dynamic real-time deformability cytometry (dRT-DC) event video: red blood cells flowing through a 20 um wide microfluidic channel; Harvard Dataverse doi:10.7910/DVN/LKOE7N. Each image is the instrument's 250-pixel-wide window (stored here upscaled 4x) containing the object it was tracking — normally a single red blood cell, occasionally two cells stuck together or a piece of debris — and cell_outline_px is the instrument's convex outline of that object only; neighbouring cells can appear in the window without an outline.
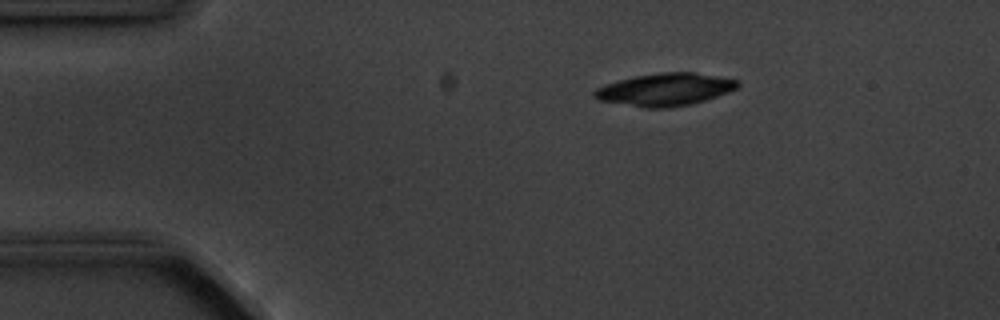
{"species": "common noctule bat (a hibernating species)", "species_latin": "Nyctalus noctula", "temperature_condition": "cold", "stored_images_in_passage": 3, "camera_frame_rate_fps": 3000, "um_per_image_px": 0.085, "animal": {"sex": "male", "body_mass_g": 20.1, "forearm_length_mm": 53.5}, "frame": {"image": 1, "passage_image": 1, "time_ms": 0.0, "image_size_px": [1000, 320], "cell_outline_px": [[740, 84], [736, 88], [728, 92], [704, 100], [672, 108], [644, 108], [600, 100], [592, 96], [592, 92], [596, 88], [620, 80], [636, 76], [660, 72], [696, 72], [736, 80]], "centroid_in_image_um": [56.51, 7.61], "position_along_channel_um": 28.5, "area_um2": 26.88}}
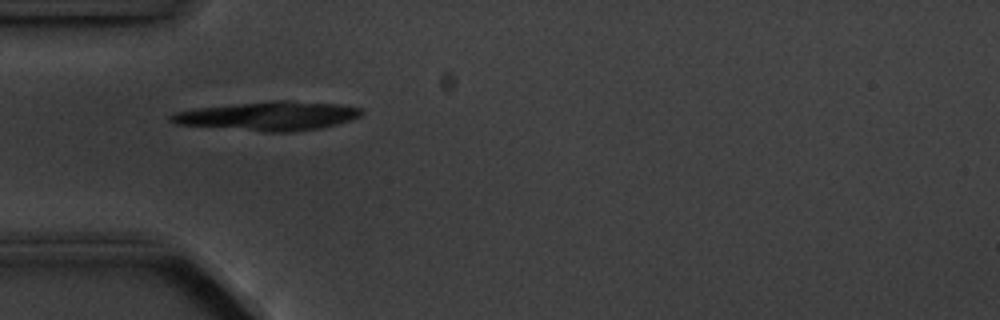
{"frame": {"image": 2, "passage_image": 2, "time_ms": 2.333, "image_size_px": [1000, 320], "cell_outline_px": [[364, 112], [360, 116], [336, 124], [320, 128], [288, 132], [264, 132], [176, 124], [168, 120], [168, 116], [176, 112], [196, 108], [268, 100], [288, 100], [340, 104], [360, 108]], "centroid_in_image_um": [22.78, 9.85], "position_along_channel_um": 62.2, "area_um2": 32.19}}